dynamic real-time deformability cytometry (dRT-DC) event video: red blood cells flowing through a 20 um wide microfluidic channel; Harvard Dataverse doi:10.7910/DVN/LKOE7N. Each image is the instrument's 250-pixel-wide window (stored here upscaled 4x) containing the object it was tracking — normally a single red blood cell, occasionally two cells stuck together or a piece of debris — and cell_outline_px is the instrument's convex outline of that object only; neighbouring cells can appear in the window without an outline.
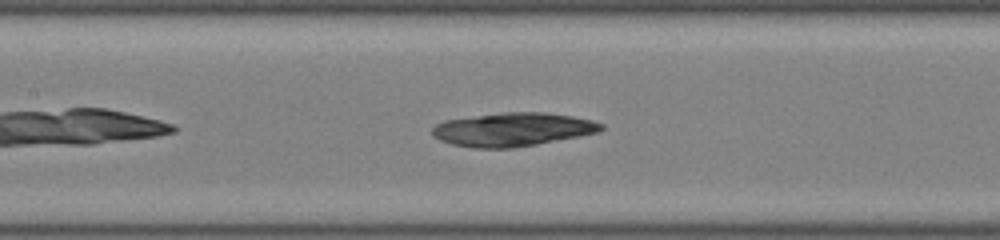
{"species": "common noctule bat (a hibernating species)", "species_latin": "Nyctalus noctula", "temperature_condition": "room temperature", "stored_images_in_passage": 31, "camera_frame_rate_fps": 3000, "um_per_image_px": 0.085, "animal": {"sex": "male", "body_mass_g": 19.0, "forearm_length_mm": 50.8}, "frame": {"image": 1, "passage_image": 10, "time_ms": 3.0, "image_size_px": [1000, 240], "cell_outline_px": [[604, 128], [600, 132], [536, 144], [512, 148], [472, 148], [452, 144], [440, 140], [432, 136], [432, 128], [436, 124], [444, 120], [504, 112], [544, 112], [572, 116], [592, 120], [604, 124]], "centroid_in_image_um": [43.57, 11.0], "position_along_channel_um": 163.8, "area_um2": 33.0}}
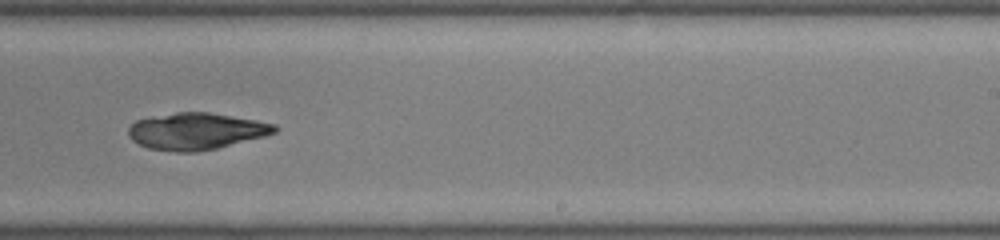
{"frame": {"image": 2, "passage_image": 18, "time_ms": 5.667, "image_size_px": [1000, 240], "cell_outline_px": [[280, 128], [276, 132], [264, 136], [216, 148], [196, 152], [176, 152], [148, 148], [132, 140], [128, 136], [128, 128], [136, 120], [176, 112], [208, 112], [256, 120], [276, 124]], "centroid_in_image_um": [16.68, 11.15], "position_along_channel_um": 272.3, "area_um2": 31.15}}
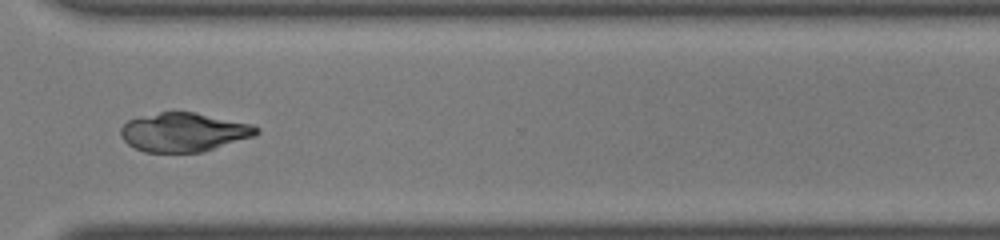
{"frame": {"image": 3, "passage_image": 24, "time_ms": 7.667, "image_size_px": [1000, 240], "cell_outline_px": [[260, 132], [256, 136], [204, 152], [144, 152], [128, 144], [120, 136], [120, 128], [128, 120], [140, 116], [160, 112], [196, 112], [252, 124], [260, 128]], "centroid_in_image_um": [15.66, 11.24], "position_along_channel_um": 354.9, "area_um2": 31.04}}